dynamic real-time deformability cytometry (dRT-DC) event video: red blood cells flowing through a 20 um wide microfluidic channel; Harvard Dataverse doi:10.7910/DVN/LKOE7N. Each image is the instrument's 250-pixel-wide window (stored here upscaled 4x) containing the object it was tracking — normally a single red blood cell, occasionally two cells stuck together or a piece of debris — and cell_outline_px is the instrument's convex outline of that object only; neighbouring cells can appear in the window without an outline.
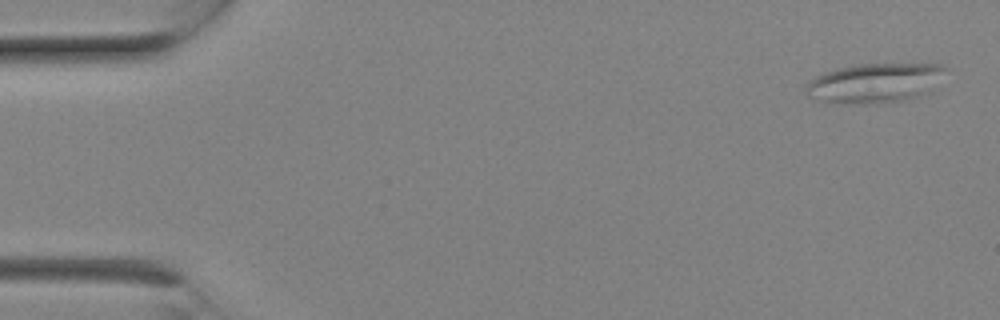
{"species": "Egyptian fruit bat (a non-hibernating species)", "species_latin": "Rousettus aegyptiacus", "temperature_condition": "room temperature", "stored_images_in_passage": 8, "camera_frame_rate_fps": 3000, "um_per_image_px": 0.085, "animal": {"sex": "female"}, "frame": {"image": 1, "passage_image": 1, "time_ms": 0.0, "image_size_px": [1000, 320], "cell_outline_px": [[948, 68], [916, 96], [904, 100], [876, 104], [848, 104], [820, 100], [804, 92], [804, 84], [816, 76], [840, 68], [856, 64], [940, 64]], "centroid_in_image_um": [74.22, 7.05], "position_along_channel_um": 10.8, "area_um2": 31.15}}